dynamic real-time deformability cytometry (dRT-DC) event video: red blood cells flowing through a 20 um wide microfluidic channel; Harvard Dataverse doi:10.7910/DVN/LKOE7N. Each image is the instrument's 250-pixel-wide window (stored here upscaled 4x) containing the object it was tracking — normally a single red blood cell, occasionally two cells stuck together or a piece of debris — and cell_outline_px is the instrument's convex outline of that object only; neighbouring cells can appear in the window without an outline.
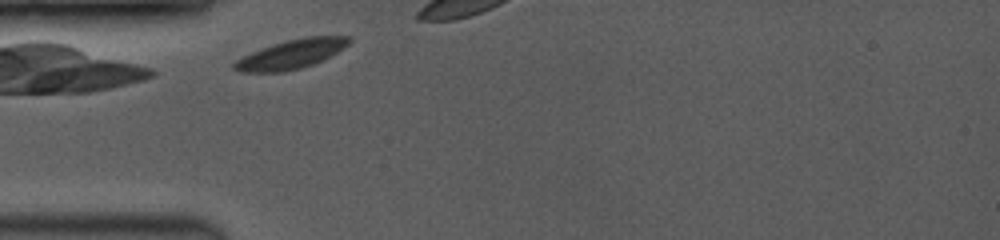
{"species": "common noctule bat (a hibernating species)", "species_latin": "Nyctalus noctula", "temperature_condition": "room temperature", "stored_images_in_passage": 10, "camera_frame_rate_fps": 3500, "um_per_image_px": 0.085, "animal": {"sex": "female", "body_mass_g": 19.0, "forearm_length_mm": 53.3}, "frame": {"image": 1, "passage_image": 2, "time_ms": 0.286, "image_size_px": [1000, 240], "cell_outline_px": [[352, 40], [348, 44], [336, 52], [312, 64], [300, 68], [284, 72], [240, 72], [232, 68], [232, 64], [236, 60], [260, 48], [272, 44], [304, 36], [352, 36]], "centroid_in_image_um": [24.72, 4.6], "position_along_channel_um": 60.3, "area_um2": 19.31}}